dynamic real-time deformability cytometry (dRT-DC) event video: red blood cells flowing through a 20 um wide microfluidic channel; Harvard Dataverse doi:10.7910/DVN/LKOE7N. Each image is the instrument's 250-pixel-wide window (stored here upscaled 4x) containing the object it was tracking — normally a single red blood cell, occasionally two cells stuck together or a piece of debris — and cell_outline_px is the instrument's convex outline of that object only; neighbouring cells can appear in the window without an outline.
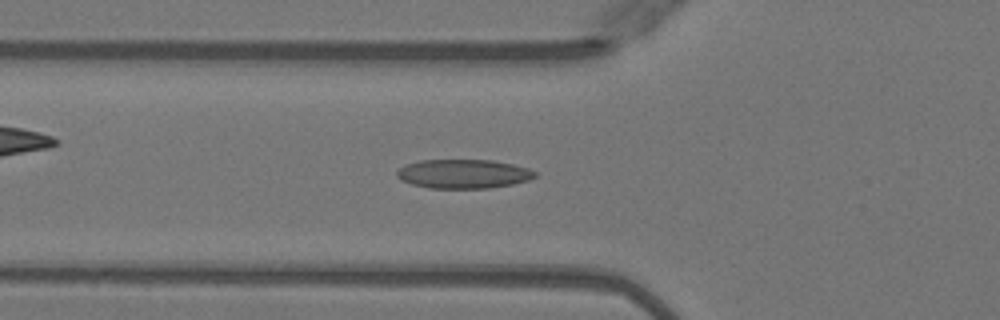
{"species": "Egyptian fruit bat (a non-hibernating species)", "species_latin": "Rousettus aegyptiacus", "temperature_condition": "warm", "stored_images_in_passage": 41, "camera_frame_rate_fps": 3000, "um_per_image_px": 0.085, "animal": {"sex": "female"}, "frame": {"image": 1, "passage_image": 14, "time_ms": 4.333, "image_size_px": [1000, 320], "cell_outline_px": [[536, 176], [528, 180], [512, 184], [488, 188], [428, 188], [412, 184], [400, 180], [396, 176], [396, 172], [404, 164], [420, 160], [492, 160], [512, 164], [528, 168], [536, 172]], "centroid_in_image_um": [39.35, 14.77], "position_along_channel_um": 86.4, "area_um2": 23.41}}
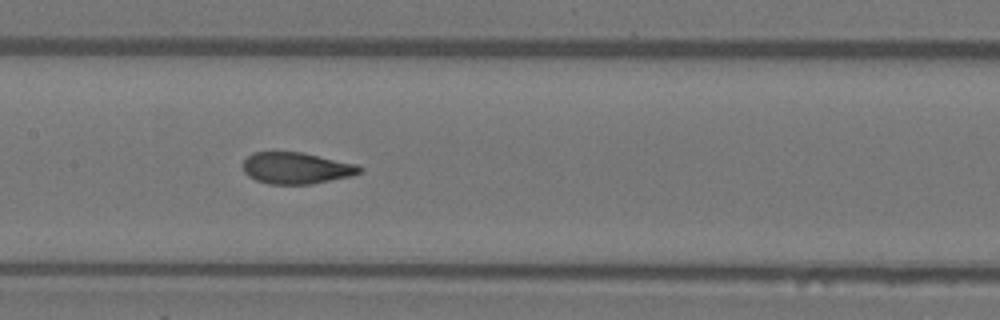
{"frame": {"image": 2, "passage_image": 21, "time_ms": 6.667, "image_size_px": [1000, 320], "cell_outline_px": [[364, 172], [348, 176], [312, 184], [268, 184], [256, 180], [248, 176], [244, 172], [244, 160], [252, 152], [304, 152], [356, 164], [364, 168]], "centroid_in_image_um": [25.2, 14.28], "position_along_channel_um": 182.2, "area_um2": 21.44}}
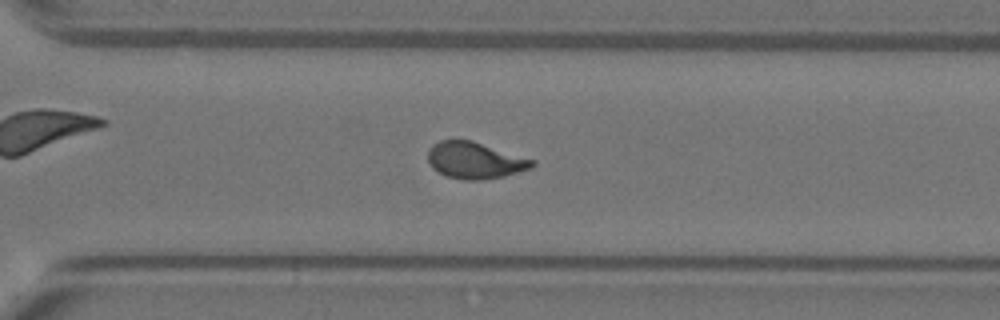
{"frame": {"image": 3, "passage_image": 32, "time_ms": 10.333, "image_size_px": [1000, 320], "cell_outline_px": [[536, 164], [532, 168], [504, 176], [480, 180], [464, 180], [448, 176], [432, 168], [428, 160], [428, 152], [432, 144], [440, 140], [472, 140], [536, 160]], "centroid_in_image_um": [40.39, 13.62], "position_along_channel_um": 330.2, "area_um2": 22.25}, "authors_computed_cell_mechanics": {"area_um2": 22.3108, "velocity_mm_per_s": 4.0605, "shape_relaxation_time_tau1_ms": 5.4291, "shape_relaxation_time_tau2_ms": 0.7774, "deformation_change_tau1": 0.1975, "deformation_change_tau2": 0.0687}}